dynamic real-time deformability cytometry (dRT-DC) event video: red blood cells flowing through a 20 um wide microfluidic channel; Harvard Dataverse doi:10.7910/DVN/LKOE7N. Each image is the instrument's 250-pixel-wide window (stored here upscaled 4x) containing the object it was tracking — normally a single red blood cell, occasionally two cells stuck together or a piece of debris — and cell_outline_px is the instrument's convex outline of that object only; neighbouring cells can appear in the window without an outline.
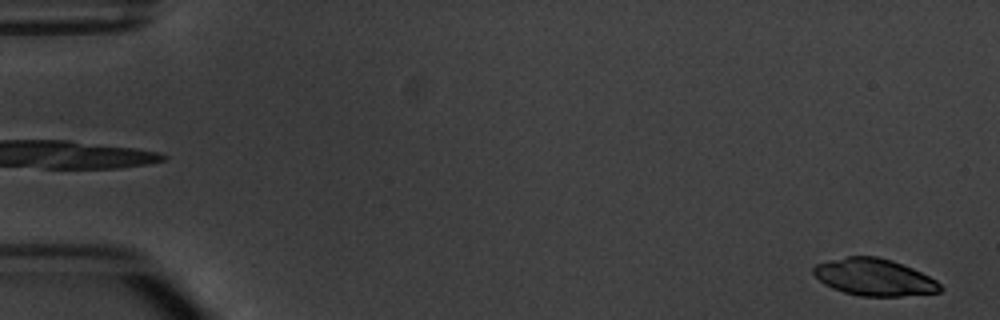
{"species": "common noctule bat (a hibernating species)", "species_latin": "Nyctalus noctula", "temperature_condition": "warm", "stored_images_in_passage": 6, "camera_frame_rate_fps": 3000, "um_per_image_px": 0.085, "animal": {"sex": "male", "body_mass_g": 20.1, "forearm_length_mm": 53.5}, "frame": {"image": 1, "passage_image": 6, "time_ms": 5.667, "image_size_px": [1000, 320], "cell_outline_px": [[944, 288], [940, 292], [900, 296], [860, 296], [844, 292], [832, 288], [824, 284], [812, 272], [812, 268], [816, 264], [848, 256], [876, 256], [892, 260], [912, 268], [936, 280]], "centroid_in_image_um": [74.31, 23.56], "position_along_channel_um": 10.7, "area_um2": 27.17}}